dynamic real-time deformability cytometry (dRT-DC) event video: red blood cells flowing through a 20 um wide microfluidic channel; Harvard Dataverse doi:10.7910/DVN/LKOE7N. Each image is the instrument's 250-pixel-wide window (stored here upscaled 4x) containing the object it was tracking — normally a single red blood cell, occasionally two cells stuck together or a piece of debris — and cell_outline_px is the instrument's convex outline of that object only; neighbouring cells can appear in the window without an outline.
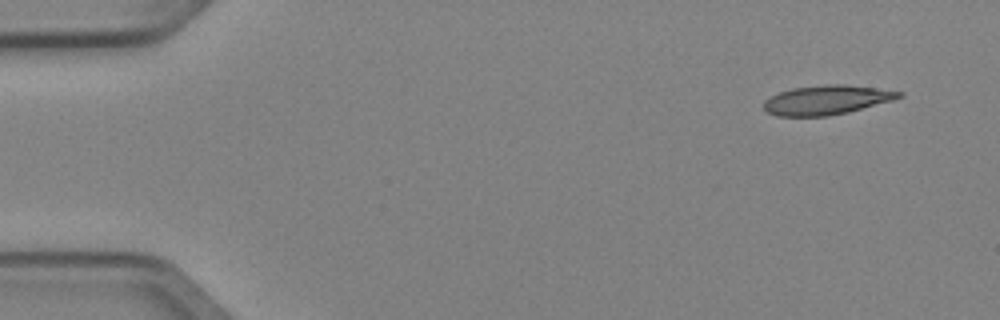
{"species": "Egyptian fruit bat (a non-hibernating species)", "species_latin": "Rousettus aegyptiacus", "temperature_condition": "cold", "stored_images_in_passage": 3, "camera_frame_rate_fps": 3000, "um_per_image_px": 0.085, "animal": {"sex": "female"}, "frame": {"image": 1, "passage_image": 1, "time_ms": 0.0, "image_size_px": [1000, 320], "cell_outline_px": [[904, 96], [892, 100], [848, 112], [828, 116], [776, 116], [768, 112], [764, 108], [764, 100], [780, 92], [792, 88], [828, 84], [844, 84], [904, 92]], "centroid_in_image_um": [70.26, 8.5], "position_along_channel_um": 14.7, "area_um2": 22.89}}